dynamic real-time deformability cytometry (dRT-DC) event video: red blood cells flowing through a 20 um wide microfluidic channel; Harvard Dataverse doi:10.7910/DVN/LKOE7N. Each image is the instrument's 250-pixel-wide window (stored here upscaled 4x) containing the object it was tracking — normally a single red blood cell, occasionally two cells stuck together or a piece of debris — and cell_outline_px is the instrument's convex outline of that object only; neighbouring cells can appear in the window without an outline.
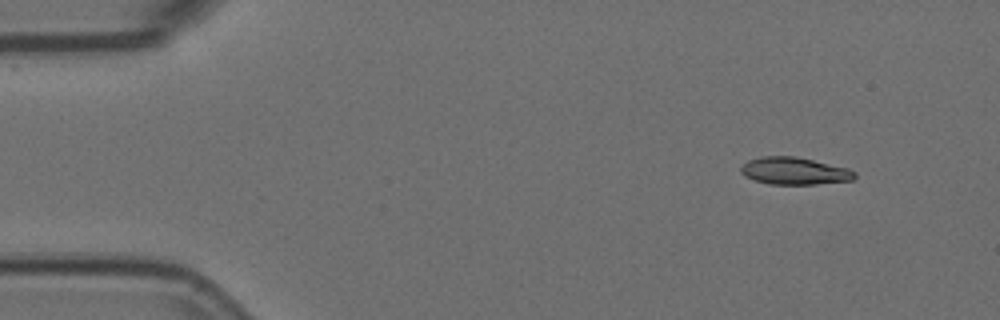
{"species": "Egyptian fruit bat (a non-hibernating species)", "species_latin": "Rousettus aegyptiacus", "temperature_condition": "room temperature", "stored_images_in_passage": 4, "camera_frame_rate_fps": 3000, "um_per_image_px": 0.085, "animal": {"sex": "female"}, "frame": {"image": 1, "passage_image": 1, "time_ms": 0.0, "image_size_px": [1000, 320], "cell_outline_px": [[856, 176], [852, 180], [816, 184], [768, 184], [744, 176], [740, 172], [740, 168], [748, 160], [760, 156], [796, 156], [848, 168], [856, 172]], "centroid_in_image_um": [67.51, 14.52], "position_along_channel_um": 17.5, "area_um2": 18.09}}
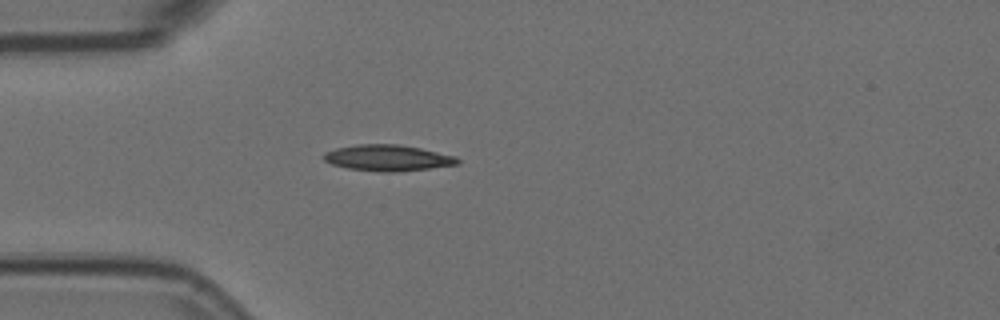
{"frame": {"image": 2, "passage_image": 4, "time_ms": 1.0, "image_size_px": [1000, 320], "cell_outline_px": [[460, 164], [396, 172], [380, 172], [348, 168], [332, 164], [324, 160], [324, 152], [336, 148], [356, 144], [396, 144], [420, 148], [456, 156], [460, 160]], "centroid_in_image_um": [32.96, 13.42], "position_along_channel_um": 52.0, "area_um2": 20.29}}